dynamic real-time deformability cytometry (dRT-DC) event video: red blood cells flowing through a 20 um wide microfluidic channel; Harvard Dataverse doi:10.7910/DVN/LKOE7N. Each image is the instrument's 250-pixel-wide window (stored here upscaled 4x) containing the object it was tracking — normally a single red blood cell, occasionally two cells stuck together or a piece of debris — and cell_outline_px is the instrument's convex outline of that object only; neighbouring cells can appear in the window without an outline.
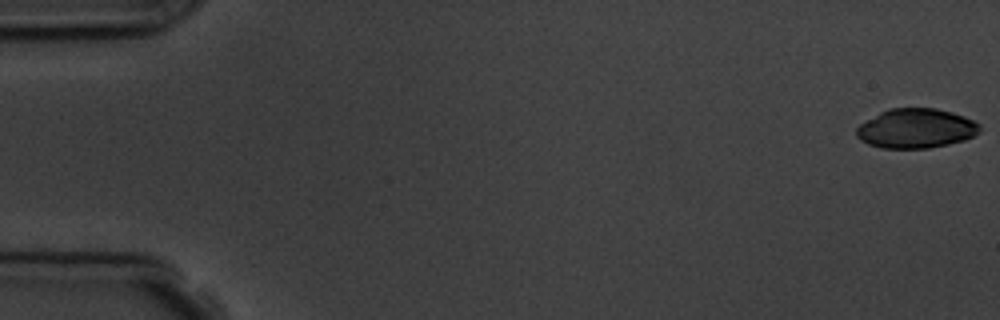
{"species": "common noctule bat (a hibernating species)", "species_latin": "Nyctalus noctula", "temperature_condition": "room temperature", "stored_images_in_passage": 6, "camera_frame_rate_fps": 3000, "um_per_image_px": 0.085, "animal": {"sex": "male", "body_mass_g": 19.5, "forearm_length_mm": 54.6}, "frame": {"image": 1, "passage_image": 1, "time_ms": 0.0, "image_size_px": [1000, 320], "cell_outline_px": [[980, 132], [964, 140], [948, 144], [928, 148], [880, 148], [868, 144], [860, 140], [856, 136], [856, 128], [860, 124], [880, 112], [888, 108], [936, 108], [952, 112], [964, 116], [980, 124]], "centroid_in_image_um": [77.84, 10.91], "position_along_channel_um": 7.2, "area_um2": 28.44}}